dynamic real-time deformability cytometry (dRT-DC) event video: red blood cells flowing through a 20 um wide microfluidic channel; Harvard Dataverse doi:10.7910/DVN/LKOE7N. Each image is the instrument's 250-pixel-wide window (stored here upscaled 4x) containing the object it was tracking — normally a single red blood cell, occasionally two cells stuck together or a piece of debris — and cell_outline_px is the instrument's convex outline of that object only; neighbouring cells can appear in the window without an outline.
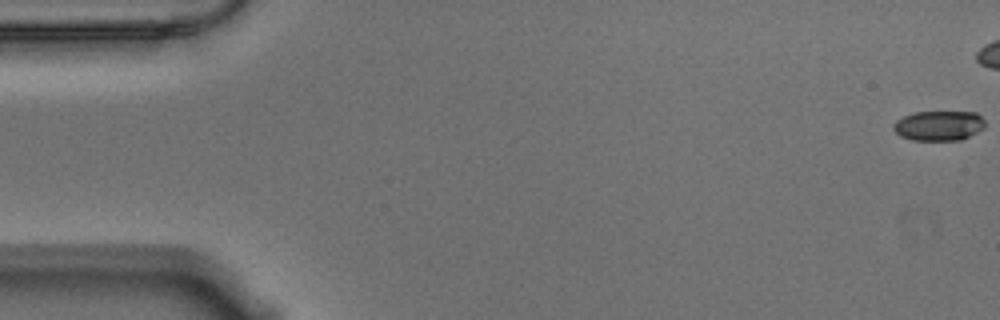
{"species": "Egyptian fruit bat (a non-hibernating species)", "species_latin": "Rousettus aegyptiacus", "temperature_condition": "warm", "stored_images_in_passage": 46, "camera_frame_rate_fps": 3000, "um_per_image_px": 0.085, "animal": {"sex": "male"}, "frame": {"image": 1, "passage_image": 1, "time_ms": 0.0, "image_size_px": [1000, 320], "cell_outline_px": [[984, 128], [960, 140], [912, 140], [900, 136], [892, 128], [892, 124], [896, 120], [912, 112], [976, 112], [984, 120]], "centroid_in_image_um": [79.76, 10.67], "position_along_channel_um": 5.2, "area_um2": 15.95}}
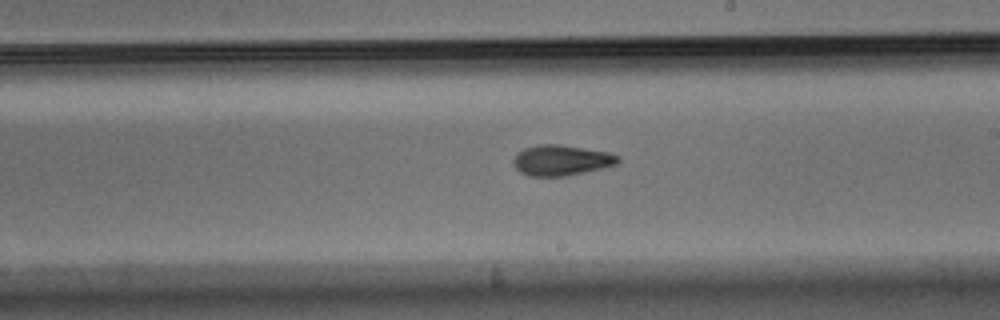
{"frame": {"image": 2, "passage_image": 33, "time_ms": 10.667, "image_size_px": [1000, 320], "cell_outline_px": [[620, 160], [616, 164], [568, 176], [528, 176], [520, 172], [512, 164], [512, 160], [516, 152], [524, 148], [536, 144], [560, 144], [608, 152], [620, 156]], "centroid_in_image_um": [47.65, 13.61], "position_along_channel_um": 241.3, "area_um2": 18.79}}
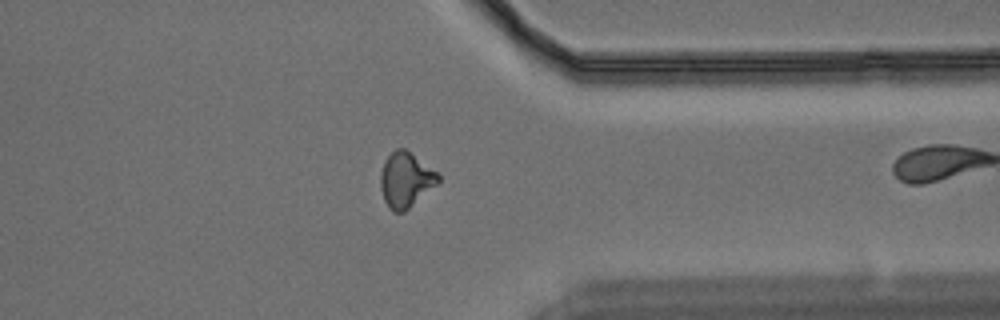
{"frame": {"image": 3, "passage_image": 45, "time_ms": 14.667, "image_size_px": [1000, 320], "cell_outline_px": [[440, 180], [436, 184], [404, 212], [392, 212], [388, 208], [384, 200], [380, 188], [380, 172], [384, 160], [396, 148], [404, 148], [440, 172]], "centroid_in_image_um": [34.47, 15.27], "position_along_channel_um": 376.9, "area_um2": 18.67}}